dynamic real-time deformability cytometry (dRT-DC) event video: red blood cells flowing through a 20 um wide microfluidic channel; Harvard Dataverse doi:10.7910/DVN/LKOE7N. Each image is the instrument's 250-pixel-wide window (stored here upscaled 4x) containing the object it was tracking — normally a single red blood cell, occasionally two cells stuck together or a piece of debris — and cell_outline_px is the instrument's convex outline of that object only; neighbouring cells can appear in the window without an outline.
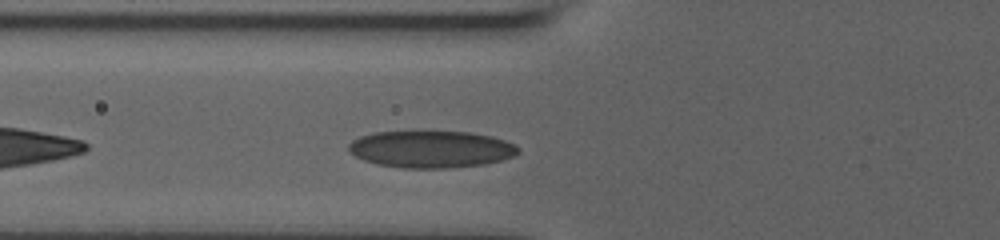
{"species": "human", "species_latin": "Homo sapiens", "temperature_condition": "room temperature", "stored_images_in_passage": 15, "camera_frame_rate_fps": 3000, "um_per_image_px": 0.085, "donor": {"sex": "male"}, "frame": {"image": 1, "passage_image": 4, "time_ms": 1.667, "image_size_px": [1000, 240], "cell_outline_px": [[520, 152], [512, 156], [500, 160], [484, 164], [452, 168], [404, 168], [376, 164], [364, 160], [348, 152], [348, 144], [352, 140], [360, 136], [376, 132], [468, 132], [492, 136], [516, 144], [520, 148]], "centroid_in_image_um": [36.64, 12.69], "position_along_channel_um": 89.2, "area_um2": 36.59}}
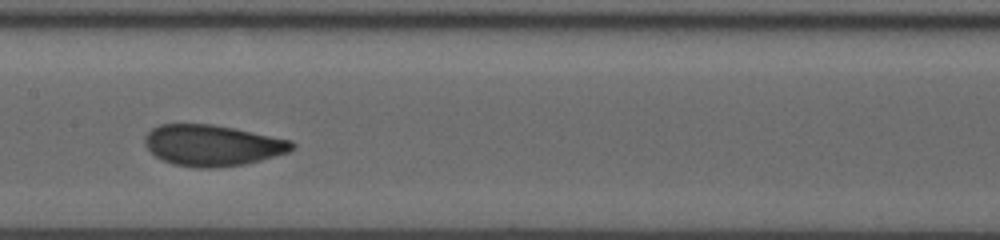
{"frame": {"image": 2, "passage_image": 9, "time_ms": 4.333, "image_size_px": [1000, 240], "cell_outline_px": [[296, 148], [288, 152], [260, 160], [244, 164], [216, 168], [196, 168], [172, 164], [160, 160], [144, 144], [144, 136], [152, 128], [160, 124], [212, 124], [236, 128], [292, 140], [296, 144]], "centroid_in_image_um": [18.06, 12.35], "position_along_channel_um": 189.3, "area_um2": 35.55}}
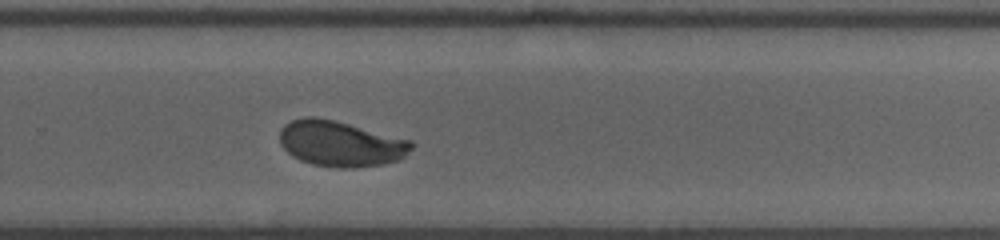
{"frame": {"image": 3, "passage_image": 15, "time_ms": 7.333, "image_size_px": [1000, 240], "cell_outline_px": [[416, 144], [404, 156], [396, 160], [384, 164], [356, 168], [336, 168], [312, 164], [300, 160], [292, 156], [280, 144], [280, 128], [284, 124], [292, 120], [304, 116], [312, 116], [332, 120], [412, 140]], "centroid_in_image_um": [28.93, 12.22], "position_along_channel_um": 300.9, "area_um2": 35.08}}